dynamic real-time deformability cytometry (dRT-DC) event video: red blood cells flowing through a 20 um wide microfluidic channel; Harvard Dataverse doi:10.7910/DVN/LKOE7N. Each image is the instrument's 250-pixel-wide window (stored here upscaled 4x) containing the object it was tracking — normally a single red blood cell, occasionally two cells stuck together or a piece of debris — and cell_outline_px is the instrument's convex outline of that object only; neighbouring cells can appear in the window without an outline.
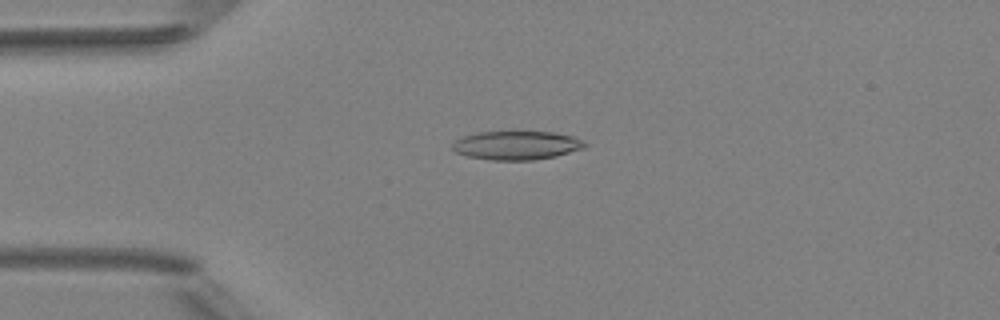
{"species": "Egyptian fruit bat (a non-hibernating species)", "species_latin": "Rousettus aegyptiacus", "temperature_condition": "room temperature", "stored_images_in_passage": 5, "camera_frame_rate_fps": 3000, "um_per_image_px": 0.085, "animal": {"sex": "female"}, "frame": {"image": 1, "passage_image": 2, "time_ms": 2.0, "image_size_px": [1000, 320], "cell_outline_px": [[588, 144], [584, 148], [556, 156], [532, 160], [492, 160], [468, 156], [456, 152], [452, 148], [452, 144], [460, 136], [476, 132], [552, 132], [572, 136]], "centroid_in_image_um": [43.88, 12.35], "position_along_channel_um": 41.1, "area_um2": 22.08}}
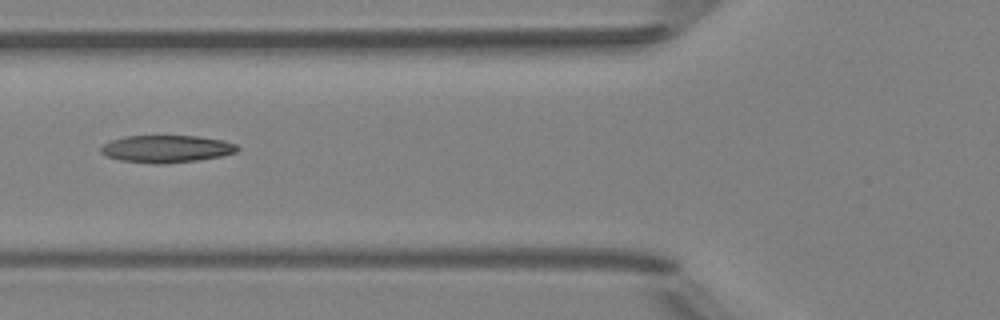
{"frame": {"image": 2, "passage_image": 4, "time_ms": 4.333, "image_size_px": [1000, 320], "cell_outline_px": [[240, 148], [236, 152], [220, 156], [196, 160], [164, 164], [152, 164], [120, 160], [108, 156], [100, 152], [100, 148], [104, 144], [112, 140], [124, 136], [200, 136], [224, 140], [236, 144]], "centroid_in_image_um": [14.16, 12.65], "position_along_channel_um": 111.6, "area_um2": 21.73}}
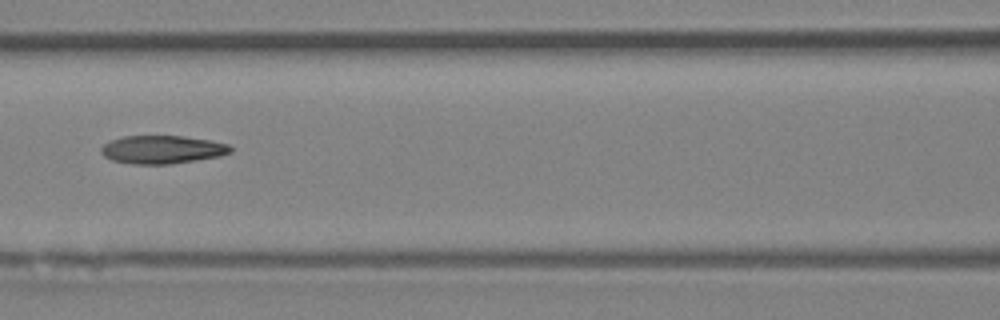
{"frame": {"image": 3, "passage_image": 5, "time_ms": 5.333, "image_size_px": [1000, 320], "cell_outline_px": [[232, 152], [220, 156], [196, 160], [168, 164], [132, 164], [112, 160], [104, 156], [100, 152], [100, 148], [104, 144], [112, 140], [124, 136], [180, 136], [208, 140], [228, 144], [232, 148]], "centroid_in_image_um": [13.77, 12.72], "position_along_channel_um": 152.8, "area_um2": 21.1}}